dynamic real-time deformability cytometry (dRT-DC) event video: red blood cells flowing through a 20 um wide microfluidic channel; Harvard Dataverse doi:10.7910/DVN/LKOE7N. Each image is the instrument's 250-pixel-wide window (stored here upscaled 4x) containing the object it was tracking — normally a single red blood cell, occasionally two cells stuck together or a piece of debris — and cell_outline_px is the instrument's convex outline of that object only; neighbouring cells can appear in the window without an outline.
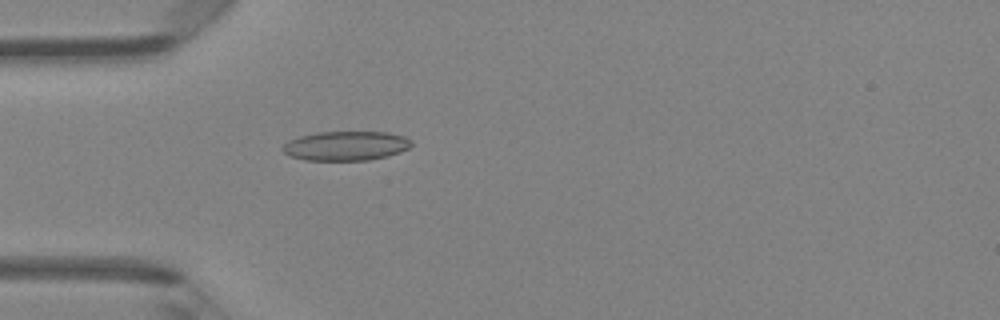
{"species": "Egyptian fruit bat (a non-hibernating species)", "species_latin": "Rousettus aegyptiacus", "temperature_condition": "room temperature", "stored_images_in_passage": 47, "camera_frame_rate_fps": 3000, "um_per_image_px": 0.085, "animal": {"sex": "female"}, "frame": {"image": 1, "passage_image": 14, "time_ms": 4.333, "image_size_px": [1000, 320], "cell_outline_px": [[412, 144], [408, 148], [400, 152], [388, 156], [368, 160], [304, 160], [288, 156], [284, 152], [284, 144], [288, 140], [300, 136], [316, 132], [388, 132], [404, 136], [412, 140]], "centroid_in_image_um": [29.41, 12.39], "position_along_channel_um": 55.6, "area_um2": 22.08}}
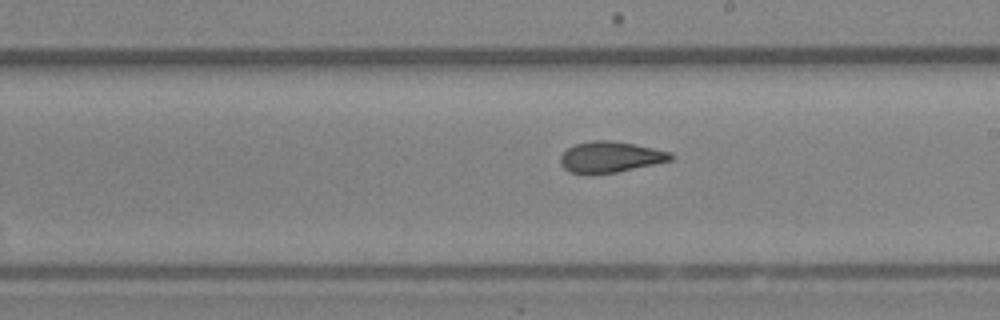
{"frame": {"image": 2, "passage_image": 27, "time_ms": 8.667, "image_size_px": [1000, 320], "cell_outline_px": [[672, 160], [616, 172], [588, 176], [568, 172], [560, 164], [560, 156], [568, 148], [576, 144], [592, 140], [608, 140], [632, 144], [672, 152]], "centroid_in_image_um": [51.81, 13.37], "position_along_channel_um": 237.2, "area_um2": 20.0}}
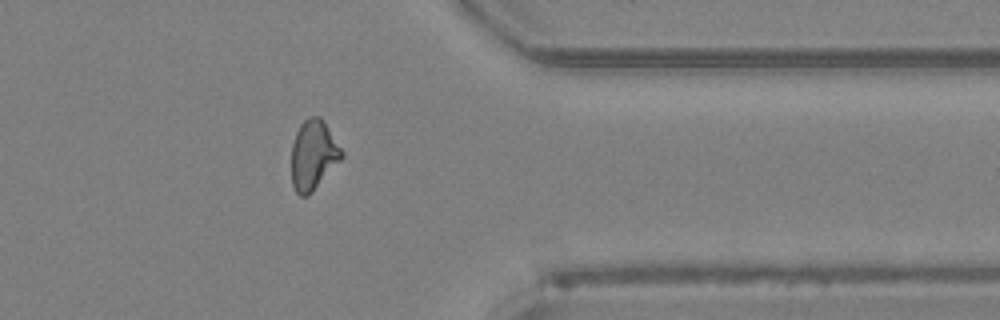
{"frame": {"image": 3, "passage_image": 38, "time_ms": 12.333, "image_size_px": [1000, 320], "cell_outline_px": [[344, 156], [312, 192], [308, 196], [300, 196], [296, 192], [292, 184], [292, 144], [296, 132], [300, 124], [308, 116], [320, 116], [324, 120], [344, 152]], "centroid_in_image_um": [26.64, 13.15], "position_along_channel_um": 384.8, "area_um2": 20.46}, "authors_computed_cell_mechanics": {"area_um2": 20.4612, "velocity_mm_per_s": 4.3278, "shape_relaxation_time_tau1_ms": 7.2827, "shape_relaxation_time_tau2_ms": 1.5899, "deformation_change_tau1": 0.1775, "deformation_change_tau2": 0.0876}}